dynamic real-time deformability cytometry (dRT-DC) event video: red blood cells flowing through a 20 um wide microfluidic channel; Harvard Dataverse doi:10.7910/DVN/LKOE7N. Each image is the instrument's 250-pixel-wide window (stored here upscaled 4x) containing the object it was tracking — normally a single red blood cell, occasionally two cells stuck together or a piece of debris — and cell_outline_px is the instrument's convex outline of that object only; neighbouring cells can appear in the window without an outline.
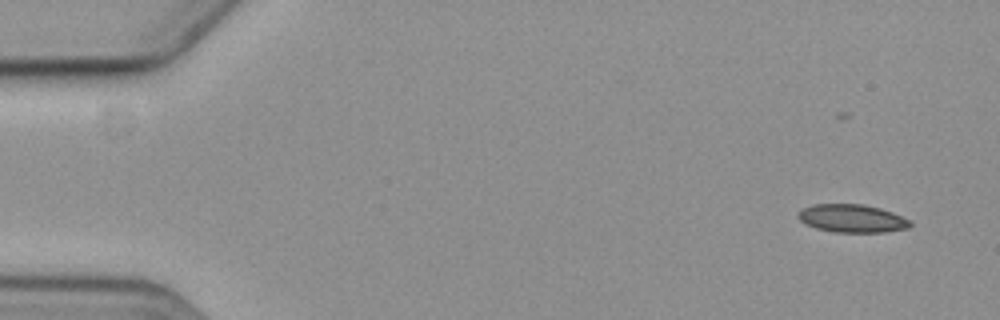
{"species": "common noctule bat (a hibernating species)", "species_latin": "Nyctalus noctula", "temperature_condition": "cold", "stored_images_in_passage": 5, "camera_frame_rate_fps": 3000, "um_per_image_px": 0.085, "animal": {"sex": "female", "body_mass_g": 19.3, "forearm_length_mm": 54.1}, "frame": {"image": 1, "passage_image": 1, "time_ms": 0.0, "image_size_px": [1000, 320], "cell_outline_px": [[912, 224], [908, 228], [884, 232], [836, 232], [816, 228], [804, 224], [796, 216], [804, 208], [816, 204], [860, 204], [880, 208], [892, 212], [908, 220]], "centroid_in_image_um": [72.41, 18.57], "position_along_channel_um": 12.6, "area_um2": 18.09}}
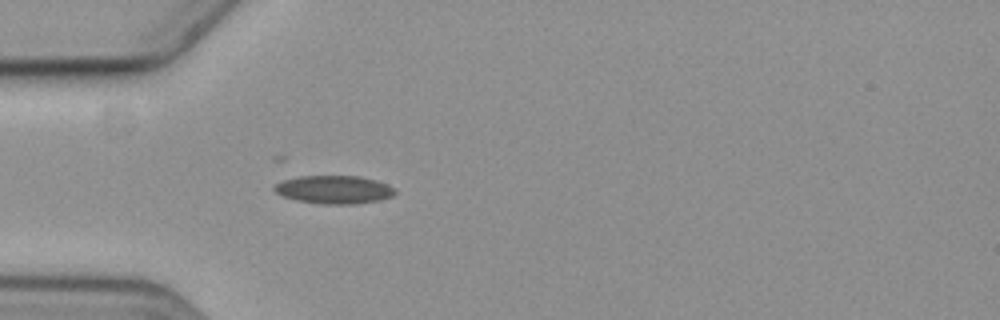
{"frame": {"image": 2, "passage_image": 5, "time_ms": 4.667, "image_size_px": [1000, 320], "cell_outline_px": [[396, 192], [392, 196], [380, 200], [352, 204], [320, 204], [296, 200], [284, 196], [276, 192], [272, 188], [276, 184], [284, 180], [300, 176], [360, 176], [384, 184], [392, 188]], "centroid_in_image_um": [28.35, 16.12], "position_along_channel_um": 56.6, "area_um2": 19.48}}